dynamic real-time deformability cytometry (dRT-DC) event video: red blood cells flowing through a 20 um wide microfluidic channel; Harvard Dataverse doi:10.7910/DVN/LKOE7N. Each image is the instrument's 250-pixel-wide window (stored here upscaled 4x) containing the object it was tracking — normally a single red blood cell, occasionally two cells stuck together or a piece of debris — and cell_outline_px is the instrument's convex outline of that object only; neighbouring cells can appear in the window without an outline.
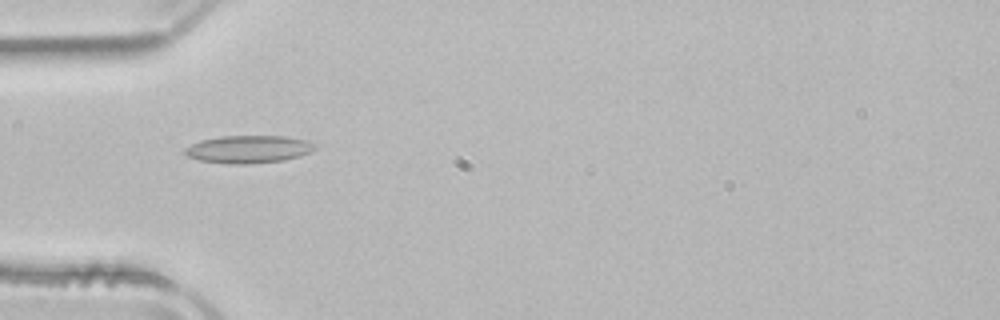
{"species": "common noctule bat (a hibernating species)", "species_latin": "Nyctalus noctula", "temperature_condition": "room temperature", "stored_images_in_passage": 39, "camera_frame_rate_fps": 3000, "um_per_image_px": 0.085, "animal": {"sex": "male", "body_mass_g": 21.5, "forearm_length_mm": 52.0}, "frame": {"image": 1, "passage_image": 4, "time_ms": 1.0, "image_size_px": [1000, 320], "cell_outline_px": [[316, 148], [300, 156], [284, 160], [244, 164], [232, 164], [200, 160], [188, 156], [184, 152], [184, 148], [200, 140], [220, 136], [284, 136], [304, 140], [316, 144]], "centroid_in_image_um": [21.11, 12.68], "position_along_channel_um": 63.9, "area_um2": 20.75}}
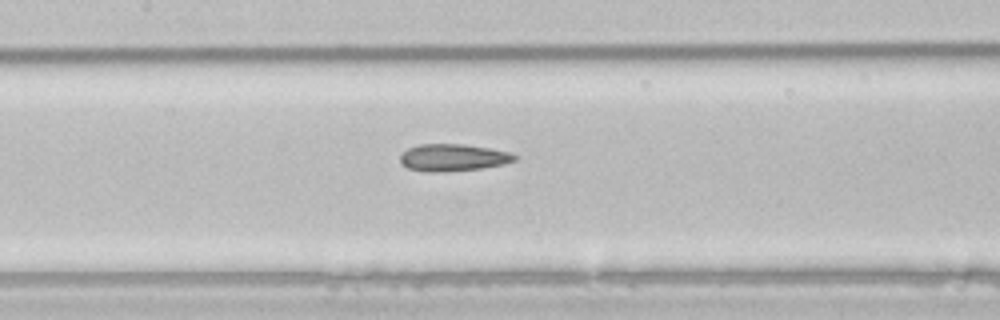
{"frame": {"image": 2, "passage_image": 12, "time_ms": 3.667, "image_size_px": [1000, 320], "cell_outline_px": [[516, 160], [504, 164], [480, 168], [444, 172], [424, 172], [408, 168], [400, 164], [400, 156], [408, 148], [420, 144], [464, 144], [512, 152], [516, 156]], "centroid_in_image_um": [38.49, 13.4], "position_along_channel_um": 168.9, "area_um2": 18.15}}
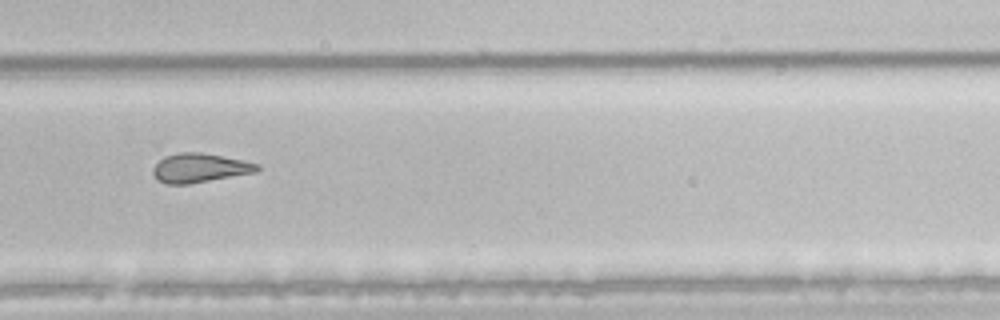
{"frame": {"image": 3, "passage_image": 23, "time_ms": 7.333, "image_size_px": [1000, 320], "cell_outline_px": [[260, 168], [256, 172], [188, 184], [168, 184], [160, 180], [152, 172], [152, 168], [164, 156], [180, 152], [200, 152], [244, 160], [260, 164]], "centroid_in_image_um": [17.0, 14.26], "position_along_channel_um": 312.8, "area_um2": 17.51}, "authors_computed_cell_mechanics": {"area_um2": 18.3804, "velocity_mm_per_s": 3.9463, "shape_relaxation_time_tau1_ms": 7.5692, "shape_relaxation_time_tau2_ms": 3.9233, "deformation_change_tau1": 0.1668, "deformation_change_tau2": 0.1442}}